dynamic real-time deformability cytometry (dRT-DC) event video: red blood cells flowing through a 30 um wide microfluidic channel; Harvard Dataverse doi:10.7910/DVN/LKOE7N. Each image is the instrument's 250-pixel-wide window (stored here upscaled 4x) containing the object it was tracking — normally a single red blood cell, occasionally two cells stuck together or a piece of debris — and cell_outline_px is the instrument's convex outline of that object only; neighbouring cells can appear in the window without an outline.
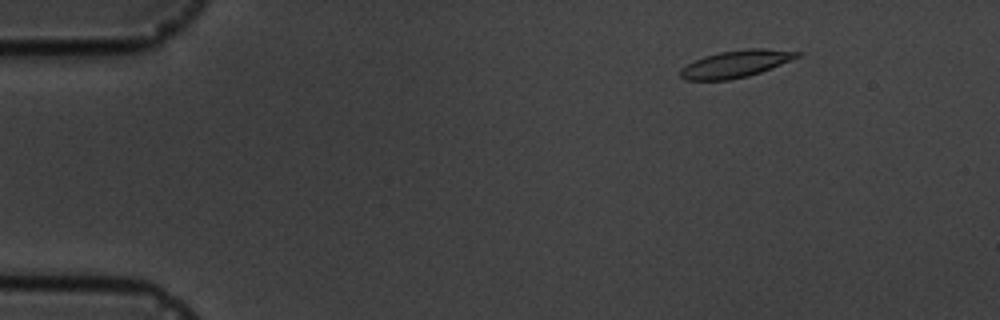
{"species": "common noctule bat (a hibernating species)", "species_latin": "Nyctalus noctula", "temperature_condition": "cold", "stored_images_in_passage": 9, "camera_frame_rate_fps": 3000, "um_per_image_px": 0.085, "animal": {"sex": "male", "body_mass_g": 19.5, "forearm_length_mm": 54.6}, "frame": {"image": 1, "passage_image": 3, "time_ms": 2.333, "image_size_px": [1000, 320], "cell_outline_px": [[800, 56], [772, 68], [748, 76], [728, 80], [684, 80], [680, 76], [680, 68], [704, 56], [720, 52], [744, 48], [764, 48], [800, 52]], "centroid_in_image_um": [62.53, 5.43], "position_along_channel_um": 22.5, "area_um2": 18.38}}
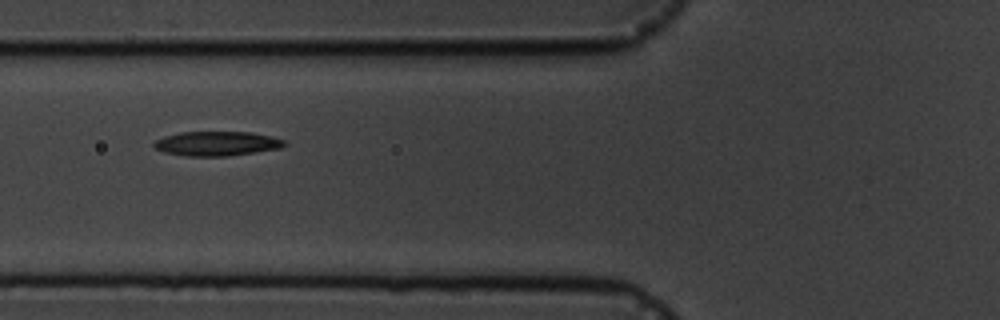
{"frame": {"image": 2, "passage_image": 7, "time_ms": 7.0, "image_size_px": [1000, 320], "cell_outline_px": [[288, 144], [280, 148], [228, 156], [184, 156], [164, 152], [156, 148], [152, 144], [156, 140], [164, 136], [180, 132], [252, 132], [272, 136], [284, 140]], "centroid_in_image_um": [18.44, 12.2], "position_along_channel_um": 107.4, "area_um2": 18.61}}
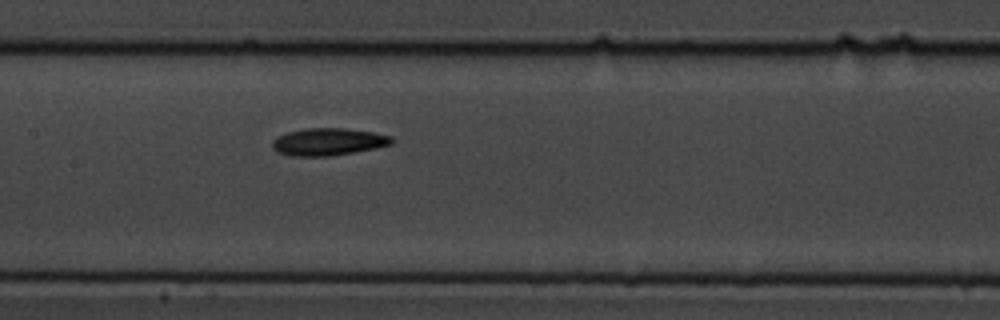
{"frame": {"image": 3, "passage_image": 9, "time_ms": 9.0, "image_size_px": [1000, 320], "cell_outline_px": [[396, 140], [392, 144], [376, 148], [328, 156], [292, 156], [276, 152], [272, 148], [272, 140], [276, 136], [288, 132], [304, 128], [344, 128], [372, 132], [392, 136]], "centroid_in_image_um": [27.89, 12.05], "position_along_channel_um": 179.5, "area_um2": 19.13}}